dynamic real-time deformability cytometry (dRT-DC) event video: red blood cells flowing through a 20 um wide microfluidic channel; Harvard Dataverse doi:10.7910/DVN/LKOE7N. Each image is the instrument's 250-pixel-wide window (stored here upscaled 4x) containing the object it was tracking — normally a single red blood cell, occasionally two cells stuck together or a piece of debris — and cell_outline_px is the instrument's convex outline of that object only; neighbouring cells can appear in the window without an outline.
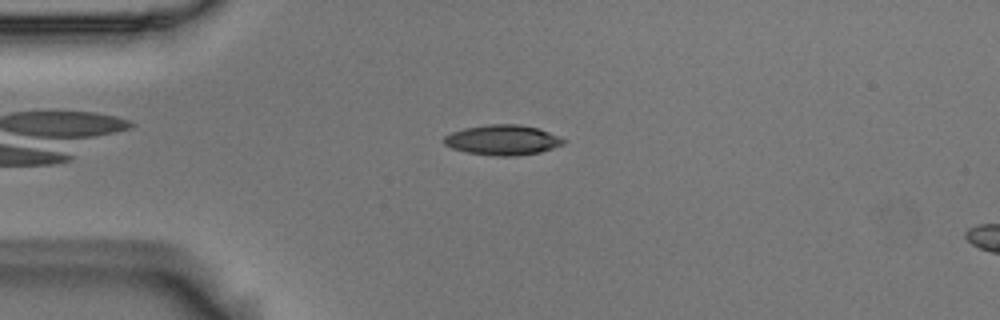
{"species": "Egyptian fruit bat (a non-hibernating species)", "species_latin": "Rousettus aegyptiacus", "temperature_condition": "room temperature", "stored_images_in_passage": 6, "camera_frame_rate_fps": 3000, "um_per_image_px": 0.085, "animal": {"sex": "male"}, "frame": {"image": 1, "passage_image": 6, "time_ms": 1.667, "image_size_px": [1000, 320], "cell_outline_px": [[568, 140], [564, 144], [540, 152], [516, 156], [496, 156], [468, 152], [452, 148], [444, 144], [444, 136], [452, 132], [464, 128], [488, 124], [520, 124], [540, 128]], "centroid_in_image_um": [42.76, 11.89], "position_along_channel_um": 42.2, "area_um2": 21.1}}